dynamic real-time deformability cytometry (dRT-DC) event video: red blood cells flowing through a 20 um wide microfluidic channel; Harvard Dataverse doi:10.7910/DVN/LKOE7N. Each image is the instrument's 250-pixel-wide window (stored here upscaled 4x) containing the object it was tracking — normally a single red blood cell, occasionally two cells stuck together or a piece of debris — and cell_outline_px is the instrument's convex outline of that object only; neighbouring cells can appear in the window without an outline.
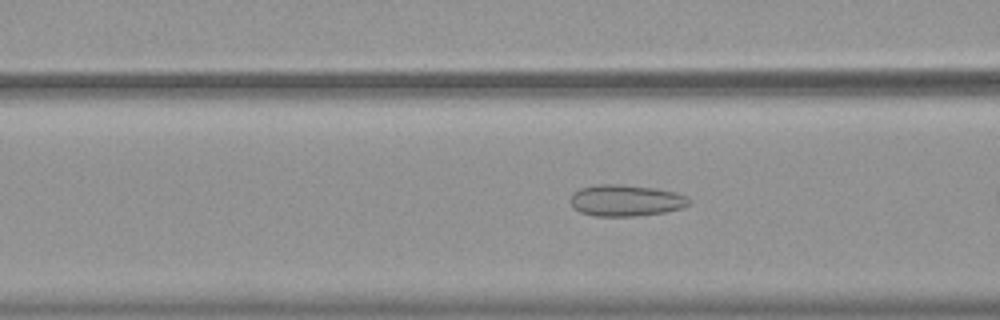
{"species": "common noctule bat (a hibernating species)", "species_latin": "Nyctalus noctula", "temperature_condition": "warm", "stored_images_in_passage": 7, "camera_frame_rate_fps": 3000, "um_per_image_px": 0.085, "animal": {"sex": "female", "body_mass_g": 19.9}, "frame": {"image": 1, "passage_image": 5, "time_ms": 1.333, "image_size_px": [1000, 320], "cell_outline_px": [[688, 204], [684, 208], [664, 212], [636, 216], [596, 216], [580, 212], [572, 208], [568, 200], [572, 192], [580, 188], [596, 184], [620, 184], [656, 188], [676, 192], [688, 196]], "centroid_in_image_um": [53.14, 17.03], "position_along_channel_um": 113.5, "area_um2": 22.08}}